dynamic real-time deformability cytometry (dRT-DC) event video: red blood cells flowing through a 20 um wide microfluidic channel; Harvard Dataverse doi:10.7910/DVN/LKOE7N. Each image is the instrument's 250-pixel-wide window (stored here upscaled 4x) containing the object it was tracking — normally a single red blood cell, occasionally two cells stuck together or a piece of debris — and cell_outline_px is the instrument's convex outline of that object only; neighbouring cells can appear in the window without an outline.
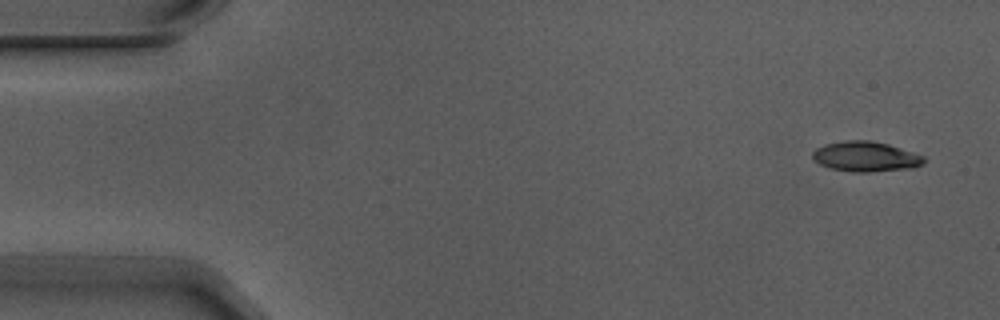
{"species": "Egyptian fruit bat (a non-hibernating species)", "species_latin": "Rousettus aegyptiacus", "temperature_condition": "warm", "stored_images_in_passage": 8, "camera_frame_rate_fps": 3000, "um_per_image_px": 0.085, "animal": {"sex": "male"}, "frame": {"image": 1, "passage_image": 1, "time_ms": 0.0, "image_size_px": [1000, 320], "cell_outline_px": [[928, 160], [924, 164], [912, 168], [868, 172], [852, 172], [832, 168], [820, 164], [812, 160], [812, 152], [816, 148], [824, 144], [844, 140], [868, 140], [888, 144], [924, 156]], "centroid_in_image_um": [73.58, 13.3], "position_along_channel_um": 11.4, "area_um2": 19.65}}
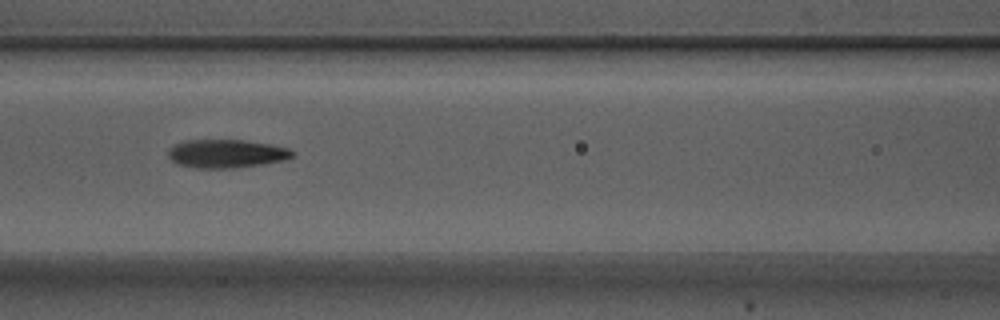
{"frame": {"image": 2, "passage_image": 7, "time_ms": 2.0, "image_size_px": [1000, 320], "cell_outline_px": [[296, 152], [292, 156], [280, 160], [232, 168], [196, 168], [180, 164], [172, 160], [168, 156], [168, 152], [176, 144], [184, 140], [244, 140], [272, 144], [288, 148]], "centroid_in_image_um": [19.23, 13.04], "position_along_channel_um": 147.4, "area_um2": 20.11}}
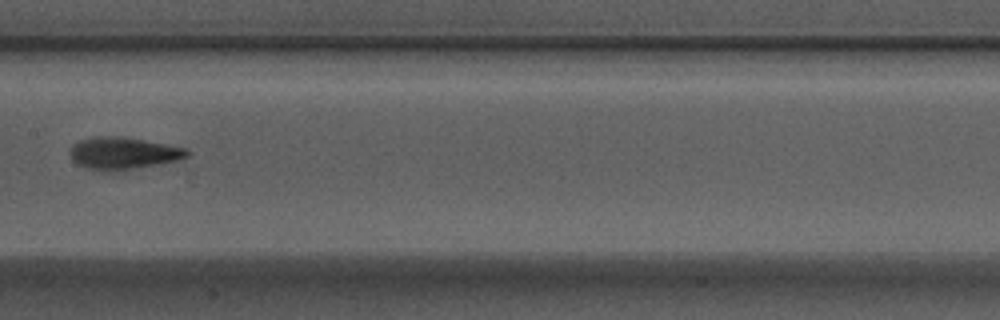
{"frame": {"image": 3, "passage_image": 8, "time_ms": 2.333, "image_size_px": [1000, 320], "cell_outline_px": [[188, 156], [176, 160], [120, 172], [108, 172], [84, 168], [76, 164], [72, 160], [72, 144], [80, 140], [96, 136], [116, 136], [144, 140], [184, 148], [188, 152]], "centroid_in_image_um": [10.41, 13.05], "position_along_channel_um": 197.0, "area_um2": 21.85}}